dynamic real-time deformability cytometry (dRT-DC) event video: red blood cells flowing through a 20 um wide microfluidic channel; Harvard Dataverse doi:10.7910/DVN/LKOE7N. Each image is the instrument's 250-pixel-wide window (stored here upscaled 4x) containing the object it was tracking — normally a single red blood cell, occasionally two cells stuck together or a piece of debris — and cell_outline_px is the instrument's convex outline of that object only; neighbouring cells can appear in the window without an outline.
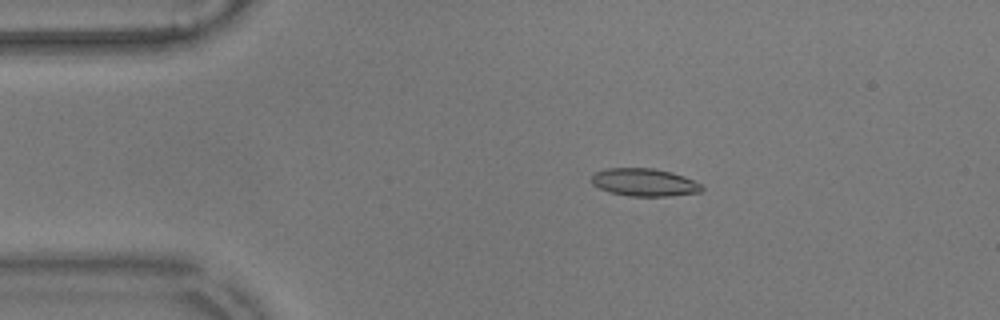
{"species": "common noctule bat (a hibernating species)", "species_latin": "Nyctalus noctula", "temperature_condition": "warm", "stored_images_in_passage": 19, "camera_frame_rate_fps": 3000, "um_per_image_px": 0.085, "animal": {"sex": "male", "body_mass_g": 17.9}, "frame": {"image": 1, "passage_image": 10, "time_ms": 3.0, "image_size_px": [1000, 320], "cell_outline_px": [[704, 188], [700, 192], [672, 196], [628, 196], [612, 192], [600, 188], [592, 184], [592, 176], [596, 172], [608, 168], [652, 168], [672, 172], [684, 176], [704, 184]], "centroid_in_image_um": [54.83, 15.5], "position_along_channel_um": 30.2, "area_um2": 17.86}}
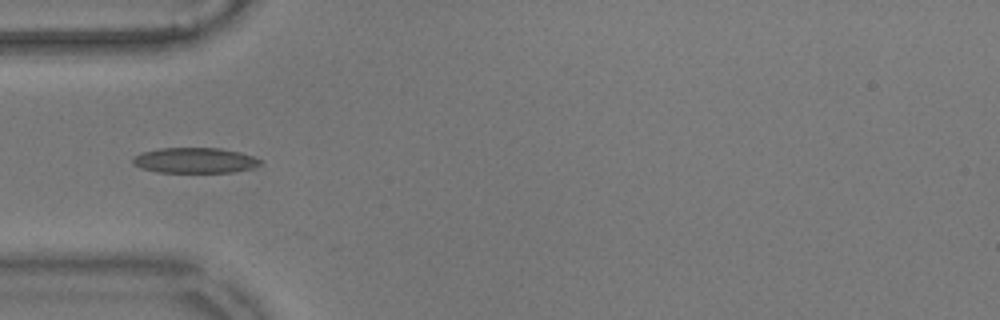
{"frame": {"image": 2, "passage_image": 17, "time_ms": 5.333, "image_size_px": [1000, 320], "cell_outline_px": [[264, 164], [252, 168], [232, 172], [156, 172], [140, 168], [132, 164], [132, 160], [136, 156], [144, 152], [160, 148], [220, 148], [240, 152], [252, 156], [260, 160]], "centroid_in_image_um": [16.58, 13.64], "position_along_channel_um": 68.4, "area_um2": 18.84}}